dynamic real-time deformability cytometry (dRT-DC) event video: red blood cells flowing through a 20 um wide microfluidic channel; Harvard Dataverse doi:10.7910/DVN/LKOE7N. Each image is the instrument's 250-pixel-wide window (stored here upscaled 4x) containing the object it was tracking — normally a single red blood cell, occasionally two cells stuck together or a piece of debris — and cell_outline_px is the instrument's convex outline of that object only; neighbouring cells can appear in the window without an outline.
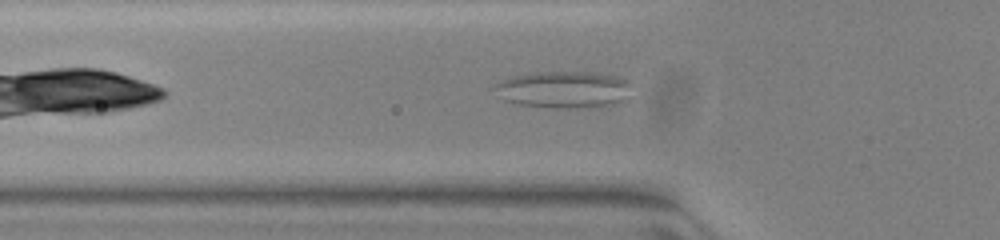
{"species": "common noctule bat (a hibernating species)", "species_latin": "Nyctalus noctula", "temperature_condition": "warm", "stored_images_in_passage": 42, "camera_frame_rate_fps": 3000, "um_per_image_px": 0.085, "animal": {"sex": "female", "body_mass_g": 23.0, "forearm_length_mm": 53.4}, "frame": {"image": 1, "passage_image": 6, "time_ms": 1.667, "image_size_px": [1000, 240], "cell_outline_px": [[632, 84], [620, 100], [612, 104], [520, 104], [504, 100], [496, 84], [512, 76], [532, 72], [592, 72], [616, 76], [628, 80]], "centroid_in_image_um": [47.91, 7.51], "position_along_channel_um": 77.9, "area_um2": 26.99}}
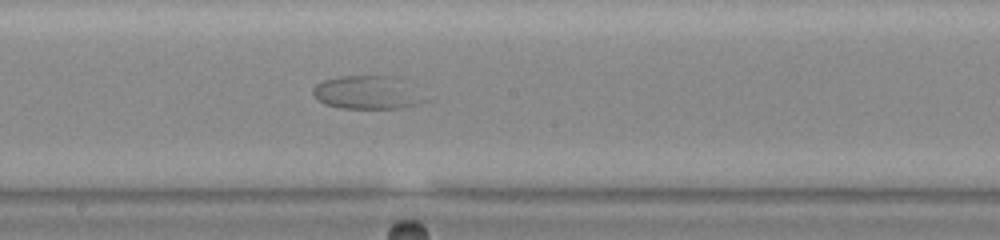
{"frame": {"image": 2, "passage_image": 17, "time_ms": 5.333, "image_size_px": [1000, 240], "cell_outline_px": [[412, 104], [396, 108], [344, 108], [324, 104], [316, 100], [312, 92], [312, 88], [316, 84], [324, 80], [340, 76], [396, 76]], "centroid_in_image_um": [30.74, 7.85], "position_along_channel_um": 217.5, "area_um2": 19.42}}
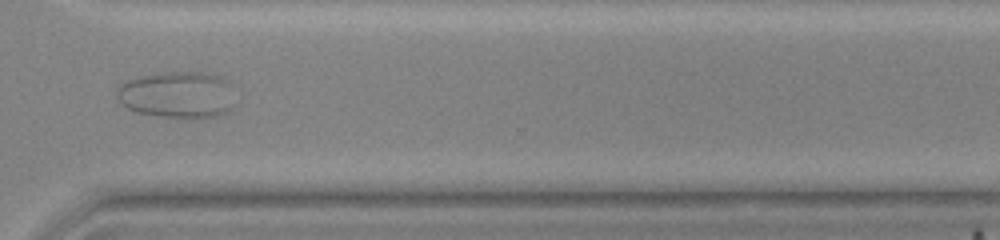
{"frame": {"image": 3, "passage_image": 28, "time_ms": 9.0, "image_size_px": [1000, 240], "cell_outline_px": [[232, 84], [228, 108], [224, 112], [212, 116], [192, 120], [160, 116], [140, 112], [128, 108], [120, 100], [120, 84], [128, 80], [140, 76], [164, 72], [200, 72], [216, 76]], "centroid_in_image_um": [15.06, 8.06], "position_along_channel_um": 355.5, "area_um2": 31.33}}